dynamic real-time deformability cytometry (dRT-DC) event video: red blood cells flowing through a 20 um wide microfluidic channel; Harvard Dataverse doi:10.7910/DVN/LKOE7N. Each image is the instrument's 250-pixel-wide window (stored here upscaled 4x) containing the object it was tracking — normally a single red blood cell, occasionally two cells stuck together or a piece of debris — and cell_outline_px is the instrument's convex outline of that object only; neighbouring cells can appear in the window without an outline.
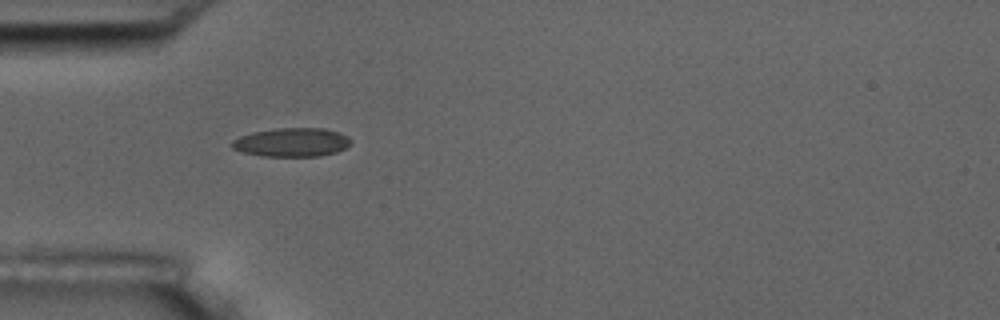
{"species": "common noctule bat (a hibernating species)", "species_latin": "Nyctalus noctula", "temperature_condition": "room temperature", "stored_images_in_passage": 15, "camera_frame_rate_fps": 3000, "um_per_image_px": 0.085, "animal": {"sex": "male", "body_mass_g": 17.5, "forearm_length_mm": 52.3}, "frame": {"image": 1, "passage_image": 5, "time_ms": 1.333, "image_size_px": [1000, 320], "cell_outline_px": [[352, 144], [336, 152], [320, 156], [264, 156], [244, 152], [232, 148], [232, 140], [240, 136], [252, 132], [276, 128], [324, 128], [340, 132], [348, 136], [352, 140]], "centroid_in_image_um": [24.84, 12.08], "position_along_channel_um": 60.2, "area_um2": 20.0}}
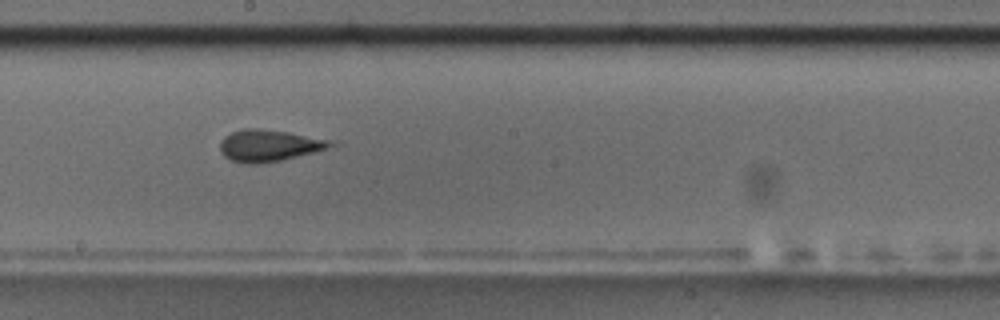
{"frame": {"image": 2, "passage_image": 9, "time_ms": 2.667, "image_size_px": [1000, 320], "cell_outline_px": [[340, 144], [312, 152], [280, 160], [256, 164], [244, 164], [232, 160], [224, 156], [220, 152], [220, 140], [224, 136], [240, 128], [256, 128], [288, 132], [332, 140]], "centroid_in_image_um": [22.84, 12.36], "position_along_channel_um": 225.4, "area_um2": 20.4}}